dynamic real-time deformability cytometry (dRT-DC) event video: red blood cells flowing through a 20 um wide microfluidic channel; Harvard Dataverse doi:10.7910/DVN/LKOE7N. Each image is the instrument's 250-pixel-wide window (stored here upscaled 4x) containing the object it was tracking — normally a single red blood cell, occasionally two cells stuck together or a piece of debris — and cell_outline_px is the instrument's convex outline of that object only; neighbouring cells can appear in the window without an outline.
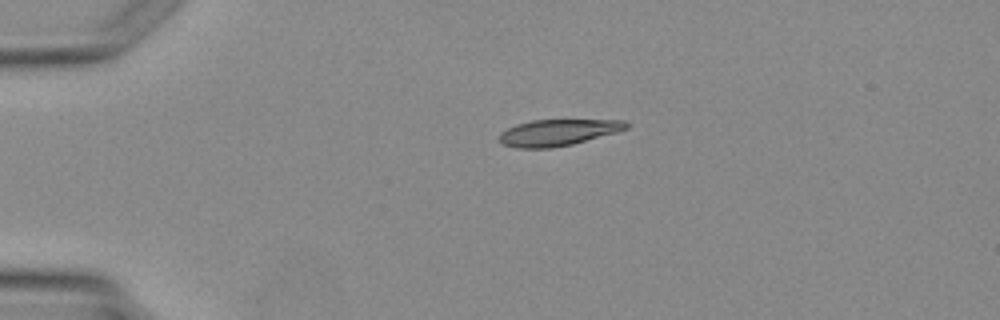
{"species": "Egyptian fruit bat (a non-hibernating species)", "species_latin": "Rousettus aegyptiacus", "temperature_condition": "warm", "stored_images_in_passage": 2, "camera_frame_rate_fps": 3000, "um_per_image_px": 0.085, "animal": {"sex": "female"}, "frame": {"image": 1, "passage_image": 1, "time_ms": 0.0, "image_size_px": [1000, 320], "cell_outline_px": [[628, 128], [616, 132], [572, 144], [552, 148], [516, 148], [504, 144], [500, 140], [500, 132], [516, 124], [532, 120], [624, 120], [628, 124]], "centroid_in_image_um": [47.41, 11.26], "position_along_channel_um": 37.6, "area_um2": 19.31}}